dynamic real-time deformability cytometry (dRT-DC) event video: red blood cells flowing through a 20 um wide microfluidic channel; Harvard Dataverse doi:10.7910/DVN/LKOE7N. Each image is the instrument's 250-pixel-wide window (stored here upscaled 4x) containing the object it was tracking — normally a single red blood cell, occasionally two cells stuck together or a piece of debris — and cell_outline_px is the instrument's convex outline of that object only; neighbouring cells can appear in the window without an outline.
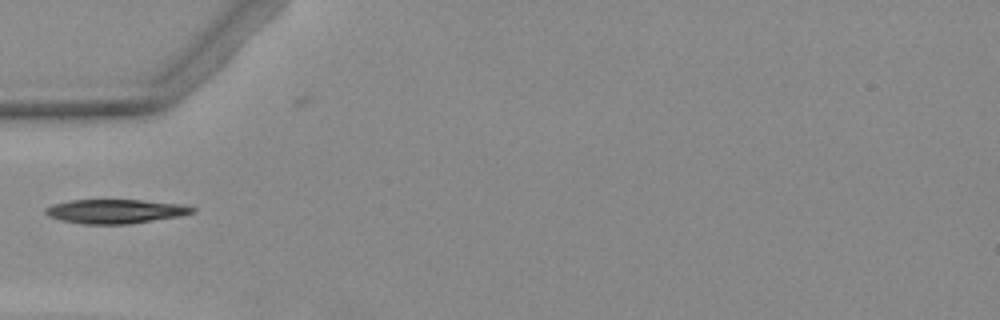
{"species": "Egyptian fruit bat (a non-hibernating species)", "species_latin": "Rousettus aegyptiacus", "temperature_condition": "warm", "stored_images_in_passage": 4, "camera_frame_rate_fps": 3000, "um_per_image_px": 0.085, "animal": {"sex": "female"}, "frame": {"image": 1, "passage_image": 4, "time_ms": 5.0, "image_size_px": [1000, 320], "cell_outline_px": [[196, 212], [180, 216], [128, 224], [84, 224], [60, 220], [48, 216], [44, 212], [44, 208], [68, 200], [140, 200], [184, 204], [196, 208]], "centroid_in_image_um": [9.83, 17.96], "position_along_channel_um": 75.2, "area_um2": 20.69}}